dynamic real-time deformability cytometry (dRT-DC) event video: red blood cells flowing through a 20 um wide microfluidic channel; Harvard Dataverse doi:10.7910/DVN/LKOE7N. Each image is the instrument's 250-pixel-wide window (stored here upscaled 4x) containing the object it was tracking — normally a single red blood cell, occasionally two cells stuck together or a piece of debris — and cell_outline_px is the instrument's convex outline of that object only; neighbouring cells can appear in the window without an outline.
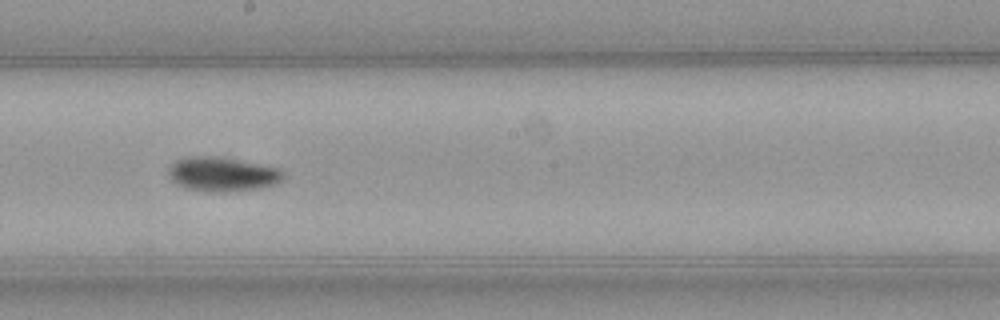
{"species": "common noctule bat (a hibernating species)", "species_latin": "Nyctalus noctula", "temperature_condition": "warm", "stored_images_in_passage": 37, "camera_frame_rate_fps": 3000, "um_per_image_px": 0.085, "animal": {"sex": "female", "body_mass_g": 21.9}, "frame": {"image": 1, "passage_image": 13, "time_ms": 4.0, "image_size_px": [1000, 320], "cell_outline_px": [[284, 176], [280, 180], [272, 184], [260, 188], [224, 192], [216, 192], [184, 188], [176, 184], [168, 176], [168, 168], [176, 160], [188, 156], [224, 156], [280, 168], [284, 172]], "centroid_in_image_um": [18.88, 14.78], "position_along_channel_um": 229.3, "area_um2": 23.18}}
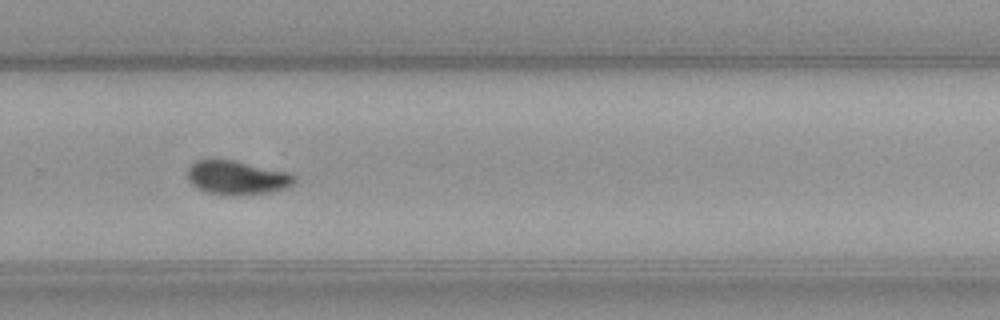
{"frame": {"image": 2, "passage_image": 19, "time_ms": 6.0, "image_size_px": [1000, 320], "cell_outline_px": [[296, 180], [288, 188], [272, 192], [236, 196], [232, 196], [208, 192], [192, 184], [188, 180], [188, 164], [196, 160], [232, 160], [288, 172], [296, 176]], "centroid_in_image_um": [20.16, 15.11], "position_along_channel_um": 309.6, "area_um2": 21.15}}
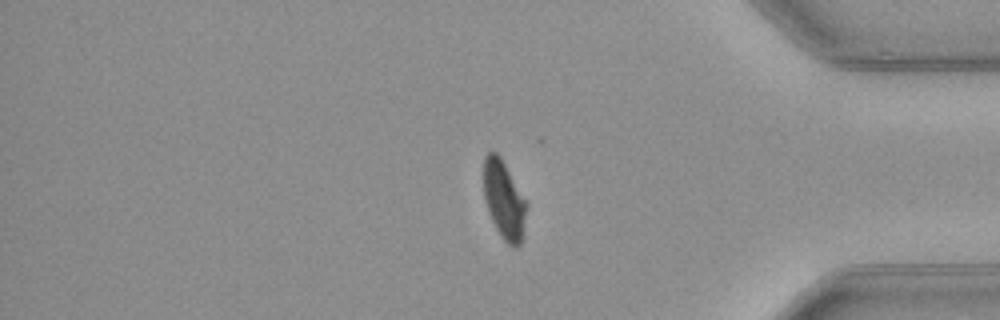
{"frame": {"image": 3, "passage_image": 27, "time_ms": 8.667, "image_size_px": [1000, 320], "cell_outline_px": [[528, 204], [524, 236], [520, 244], [516, 248], [512, 248], [500, 236], [488, 212], [484, 196], [484, 156], [488, 152], [496, 152], [500, 156]], "centroid_in_image_um": [42.87, 17.05], "position_along_channel_um": 392.3, "area_um2": 19.77}, "authors_computed_cell_mechanics": {"area_um2": 21.097, "velocity_mm_per_s": 4.0505, "shape_relaxation_time_tau1_ms": 3.3023, "shape_relaxation_time_tau2_ms": 10.8578, "deformation_change_tau1": 0.1502, "deformation_change_tau2": 0.1118}}